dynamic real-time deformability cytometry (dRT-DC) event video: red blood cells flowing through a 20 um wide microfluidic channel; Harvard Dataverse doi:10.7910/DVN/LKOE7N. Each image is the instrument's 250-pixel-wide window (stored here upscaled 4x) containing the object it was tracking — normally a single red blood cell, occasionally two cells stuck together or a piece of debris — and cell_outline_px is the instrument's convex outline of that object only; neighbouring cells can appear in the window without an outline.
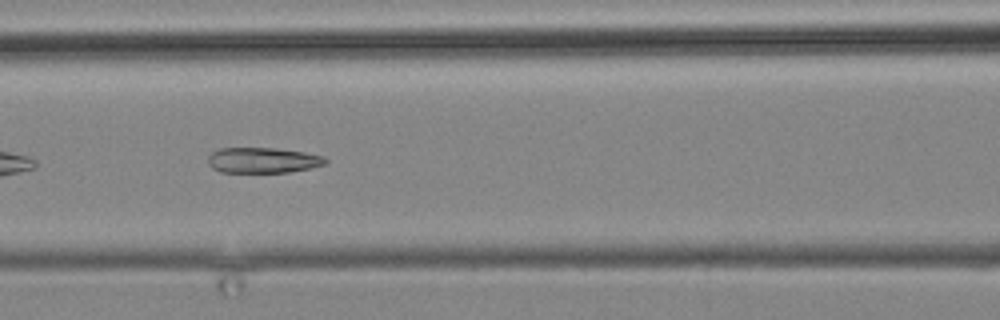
{"species": "common noctule bat (a hibernating species)", "species_latin": "Nyctalus noctula", "temperature_condition": "cold", "stored_images_in_passage": 10, "camera_frame_rate_fps": 3000, "um_per_image_px": 0.085, "animal": {"sex": "male", "body_mass_g": 19.2, "forearm_length_mm": 51.8}, "frame": {"image": 1, "passage_image": 10, "time_ms": 13.0, "image_size_px": [1000, 320], "cell_outline_px": [[328, 160], [324, 164], [312, 168], [288, 172], [220, 172], [212, 168], [208, 164], [208, 156], [212, 152], [220, 148], [276, 148], [304, 152], [324, 156]], "centroid_in_image_um": [22.34, 13.62], "position_along_channel_um": 144.3, "area_um2": 17.51}}